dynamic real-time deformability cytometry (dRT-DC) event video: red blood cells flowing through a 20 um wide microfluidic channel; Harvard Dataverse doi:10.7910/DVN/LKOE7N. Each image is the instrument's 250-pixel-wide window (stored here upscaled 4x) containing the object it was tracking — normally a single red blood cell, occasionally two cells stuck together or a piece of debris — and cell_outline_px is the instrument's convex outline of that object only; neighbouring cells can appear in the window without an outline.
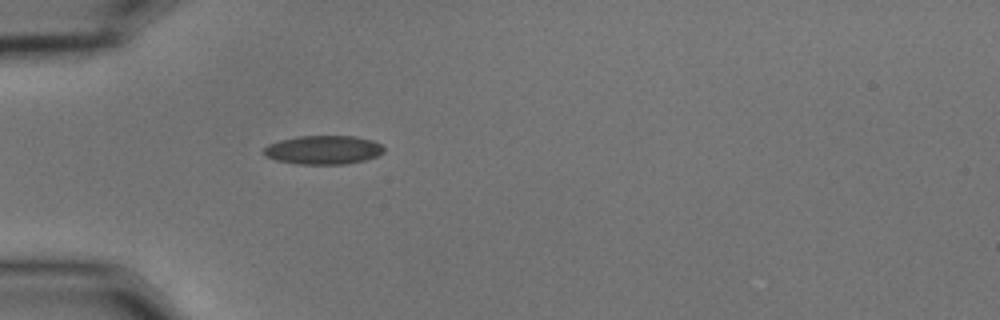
{"species": "common noctule bat (a hibernating species)", "species_latin": "Nyctalus noctula", "temperature_condition": "cold", "stored_images_in_passage": 39, "camera_frame_rate_fps": 3000, "um_per_image_px": 0.085, "animal": {"sex": "male", "body_mass_g": 15.6}, "frame": {"image": 1, "passage_image": 1, "time_ms": 0.0, "image_size_px": [1000, 320], "cell_outline_px": [[384, 152], [376, 156], [364, 160], [344, 164], [300, 164], [276, 160], [264, 156], [264, 148], [268, 144], [280, 140], [300, 136], [356, 136], [372, 140], [380, 144], [384, 148]], "centroid_in_image_um": [27.48, 12.74], "position_along_channel_um": 57.5, "area_um2": 20.06}}
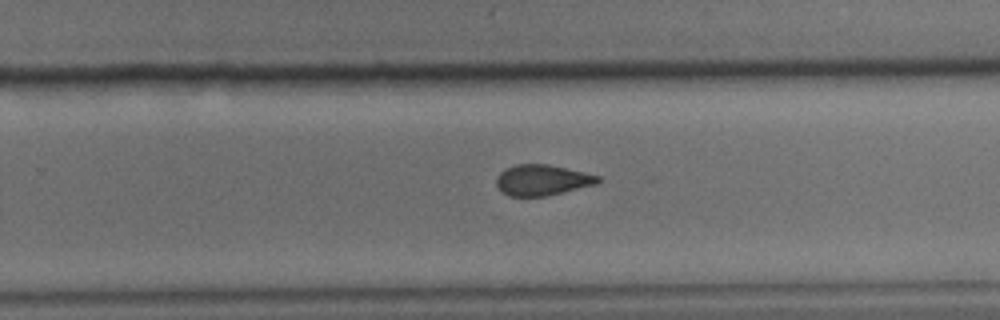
{"frame": {"image": 2, "passage_image": 20, "time_ms": 6.333, "image_size_px": [1000, 320], "cell_outline_px": [[600, 180], [596, 184], [544, 196], [508, 196], [496, 184], [496, 176], [504, 168], [516, 164], [548, 164], [600, 176]], "centroid_in_image_um": [46.05, 15.29], "position_along_channel_um": 283.8, "area_um2": 17.98}}
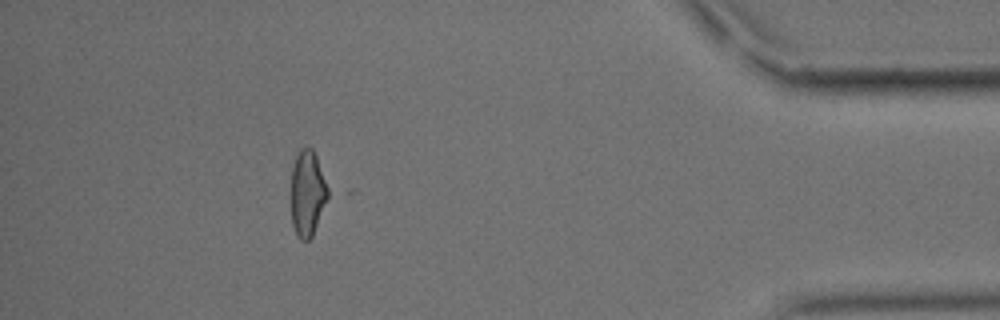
{"frame": {"image": 3, "passage_image": 34, "time_ms": 11.0, "image_size_px": [1000, 320], "cell_outline_px": [[336, 192], [312, 236], [308, 240], [300, 240], [292, 224], [292, 168], [296, 156], [300, 148], [312, 148]], "centroid_in_image_um": [26.29, 16.42], "position_along_channel_um": 408.9, "area_um2": 19.88}, "authors_computed_cell_mechanics": {"area_um2": 19.363, "velocity_mm_per_s": 3.6637, "shape_relaxation_time_tau1_ms": 8.9738, "shape_relaxation_time_tau2_ms": 2.4988, "deformation_change_tau1": 0.1625, "deformation_change_tau2": 0.081}}